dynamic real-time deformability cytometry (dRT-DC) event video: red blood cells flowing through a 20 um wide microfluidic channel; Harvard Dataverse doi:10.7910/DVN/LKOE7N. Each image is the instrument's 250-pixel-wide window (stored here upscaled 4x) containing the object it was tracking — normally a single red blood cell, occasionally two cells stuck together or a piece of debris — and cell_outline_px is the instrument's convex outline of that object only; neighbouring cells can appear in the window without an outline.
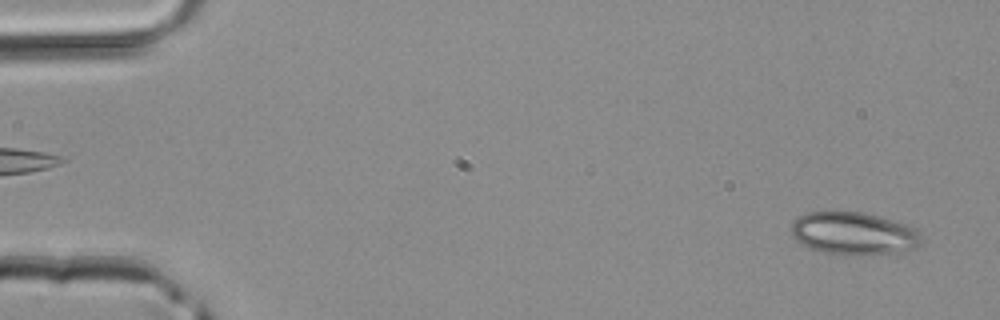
{"species": "common noctule bat (a hibernating species)", "species_latin": "Nyctalus noctula", "temperature_condition": "room temperature", "stored_images_in_passage": 3, "segment_of_instrument_passage": [2, 2], "camera_frame_rate_fps": 3000, "um_per_image_px": 0.085, "animal": {"sex": "male", "body_mass_g": 20.4}, "frame": {"image": 1, "passage_image": 3, "time_ms": 0.667, "image_size_px": [1000, 320], "cell_outline_px": [[924, 240], [916, 248], [900, 252], [860, 256], [856, 256], [824, 252], [808, 248], [796, 240], [792, 232], [792, 220], [808, 212], [864, 212], [904, 224], [916, 228], [920, 232]], "centroid_in_image_um": [72.6, 19.86], "position_along_channel_um": 12.4, "area_um2": 32.6}}